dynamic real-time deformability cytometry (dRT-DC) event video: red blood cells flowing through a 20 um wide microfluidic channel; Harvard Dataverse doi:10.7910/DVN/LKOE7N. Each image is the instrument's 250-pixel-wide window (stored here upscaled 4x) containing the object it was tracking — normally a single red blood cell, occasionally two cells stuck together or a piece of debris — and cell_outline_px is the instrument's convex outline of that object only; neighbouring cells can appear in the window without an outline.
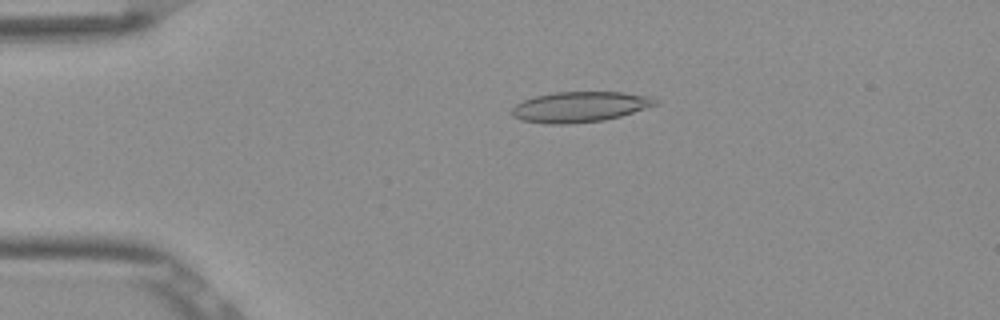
{"species": "Egyptian fruit bat (a non-hibernating species)", "species_latin": "Rousettus aegyptiacus", "temperature_condition": "room temperature", "stored_images_in_passage": 48, "camera_frame_rate_fps": 3000, "um_per_image_px": 0.085, "frame": {"image": 1, "passage_image": 7, "time_ms": 2.0, "image_size_px": [1000, 320], "cell_outline_px": [[660, 104], [620, 116], [604, 120], [568, 124], [548, 124], [520, 120], [512, 116], [512, 108], [516, 104], [524, 100], [536, 96], [552, 92], [624, 92], [652, 96]], "centroid_in_image_um": [49.3, 9.08], "position_along_channel_um": 35.7, "area_um2": 25.61}}
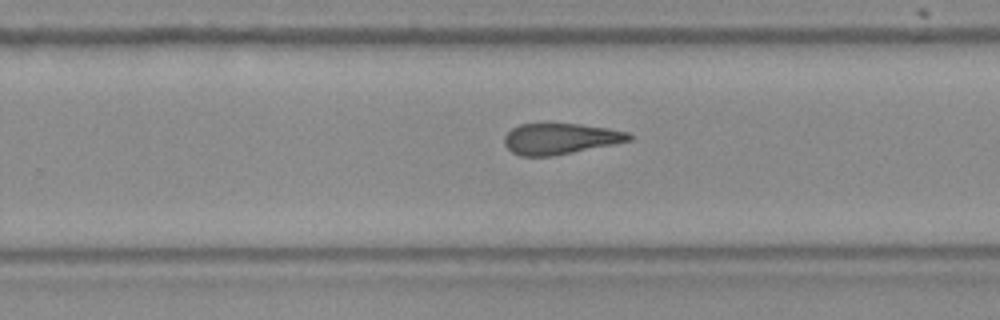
{"frame": {"image": 2, "passage_image": 29, "time_ms": 9.333, "image_size_px": [1000, 320], "cell_outline_px": [[632, 140], [552, 156], [520, 156], [512, 152], [504, 144], [504, 136], [512, 128], [520, 124], [580, 124], [608, 128], [628, 132], [632, 136]], "centroid_in_image_um": [47.6, 11.79], "position_along_channel_um": 282.2, "area_um2": 22.25}}
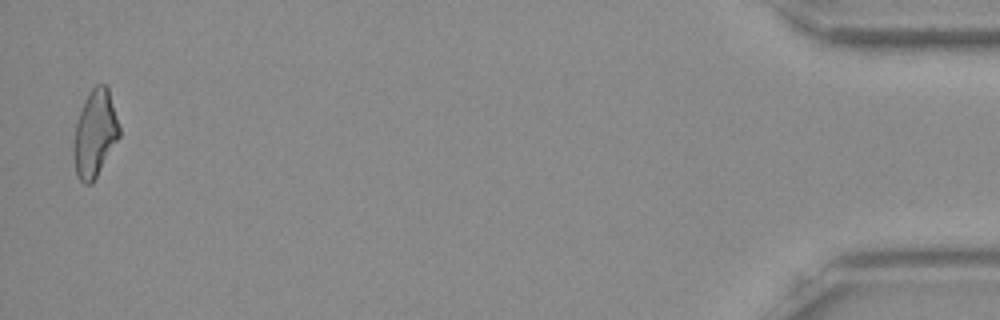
{"frame": {"image": 3, "passage_image": 47, "time_ms": 15.333, "image_size_px": [1000, 320], "cell_outline_px": [[120, 136], [92, 184], [84, 184], [76, 176], [72, 152], [72, 148], [76, 124], [84, 100], [92, 88], [96, 84], [104, 84], [108, 88], [120, 128]], "centroid_in_image_um": [8.05, 11.38], "position_along_channel_um": 427.2, "area_um2": 23.12}, "authors_computed_cell_mechanics": {"area_um2": 23.5824, "velocity_mm_per_s": 3.8954, "shape_relaxation_time_tau1_ms": 10.1741, "shape_relaxation_time_tau2_ms": 4.1544, "deformation_change_tau1": 0.2486, "deformation_change_tau2": 0.1374}}